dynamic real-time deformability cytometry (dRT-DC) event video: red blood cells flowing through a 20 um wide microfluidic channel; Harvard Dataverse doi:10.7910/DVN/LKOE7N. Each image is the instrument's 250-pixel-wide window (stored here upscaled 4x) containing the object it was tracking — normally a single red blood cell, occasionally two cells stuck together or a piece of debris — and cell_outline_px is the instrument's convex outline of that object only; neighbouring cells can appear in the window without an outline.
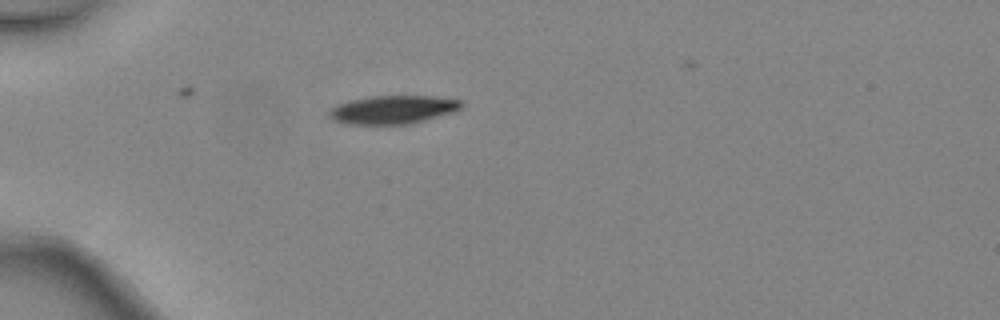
{"species": "common noctule bat (a hibernating species)", "species_latin": "Nyctalus noctula", "temperature_condition": "warm", "stored_images_in_passage": 3, "camera_frame_rate_fps": 3000, "um_per_image_px": 0.085, "animal": {"sex": "female", "body_mass_g": 24.6, "forearm_length_mm": 56.2}, "frame": {"image": 1, "passage_image": 3, "time_ms": 0.667, "image_size_px": [1000, 320], "cell_outline_px": [[464, 104], [460, 108], [452, 112], [412, 124], [348, 124], [336, 120], [328, 116], [328, 112], [336, 104], [348, 100], [372, 96], [432, 96], [460, 100]], "centroid_in_image_um": [33.38, 9.31], "position_along_channel_um": 51.6, "area_um2": 21.79}}